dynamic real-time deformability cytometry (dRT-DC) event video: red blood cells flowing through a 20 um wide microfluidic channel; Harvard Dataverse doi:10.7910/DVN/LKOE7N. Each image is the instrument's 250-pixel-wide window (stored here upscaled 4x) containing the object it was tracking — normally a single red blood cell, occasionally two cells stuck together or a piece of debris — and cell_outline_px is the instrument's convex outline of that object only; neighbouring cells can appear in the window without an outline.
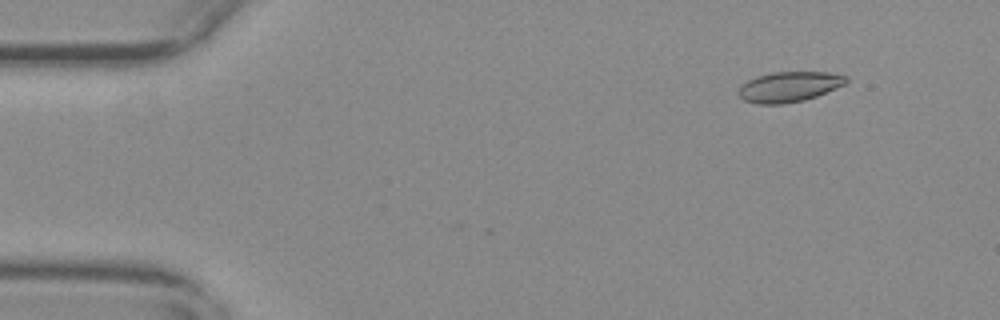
{"species": "common noctule bat (a hibernating species)", "species_latin": "Nyctalus noctula", "temperature_condition": "warm", "stored_images_in_passage": 43, "camera_frame_rate_fps": 3000, "um_per_image_px": 0.085, "animal": {"sex": "female", "body_mass_g": 29.2, "forearm_length_mm": 56.3}, "frame": {"image": 1, "passage_image": 6, "time_ms": 1.667, "image_size_px": [1000, 320], "cell_outline_px": [[848, 80], [844, 84], [816, 96], [804, 100], [784, 104], [756, 104], [744, 100], [736, 92], [740, 84], [756, 76], [772, 72], [828, 72], [848, 76]], "centroid_in_image_um": [67.02, 7.37], "position_along_channel_um": 18.0, "area_um2": 19.07}}
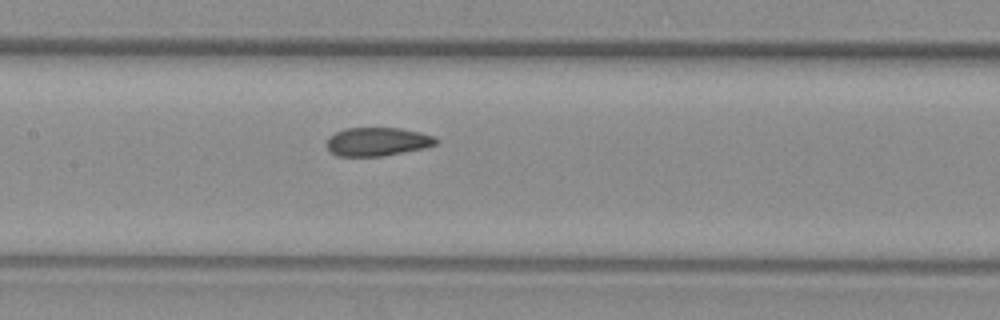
{"frame": {"image": 2, "passage_image": 27, "time_ms": 8.667, "image_size_px": [1000, 320], "cell_outline_px": [[440, 140], [436, 144], [424, 148], [384, 156], [340, 156], [332, 152], [328, 148], [328, 136], [344, 128], [400, 128], [420, 132], [432, 136]], "centroid_in_image_um": [32.1, 12.04], "position_along_channel_um": 175.3, "area_um2": 18.09}}
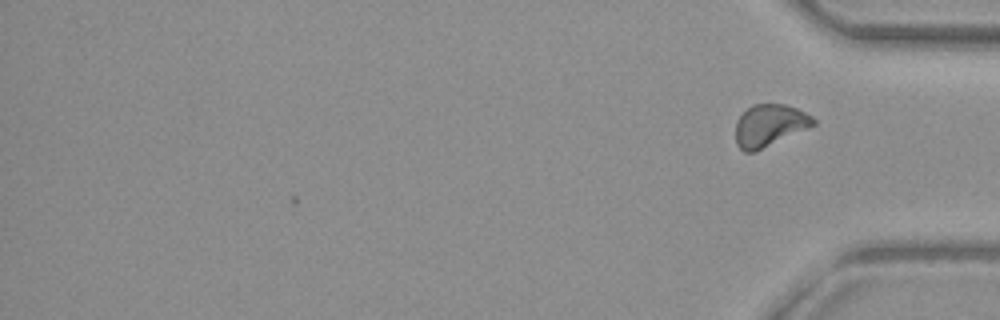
{"frame": {"image": 3, "passage_image": 43, "time_ms": 14.0, "image_size_px": [1000, 320], "cell_outline_px": [[816, 124], [756, 152], [744, 152], [736, 144], [736, 120], [752, 104], [784, 104], [796, 108], [812, 116], [816, 120]], "centroid_in_image_um": [65.4, 10.67], "position_along_channel_um": 369.8, "area_um2": 19.02}, "authors_computed_cell_mechanics": {"area_um2": 18.8428, "velocity_mm_per_s": 3.6806, "shape_relaxation_time_tau1_ms": null, "shape_relaxation_time_tau2_ms": 2.3384, "deformation_change_tau1": null, "deformation_change_tau2": 0.0619}}